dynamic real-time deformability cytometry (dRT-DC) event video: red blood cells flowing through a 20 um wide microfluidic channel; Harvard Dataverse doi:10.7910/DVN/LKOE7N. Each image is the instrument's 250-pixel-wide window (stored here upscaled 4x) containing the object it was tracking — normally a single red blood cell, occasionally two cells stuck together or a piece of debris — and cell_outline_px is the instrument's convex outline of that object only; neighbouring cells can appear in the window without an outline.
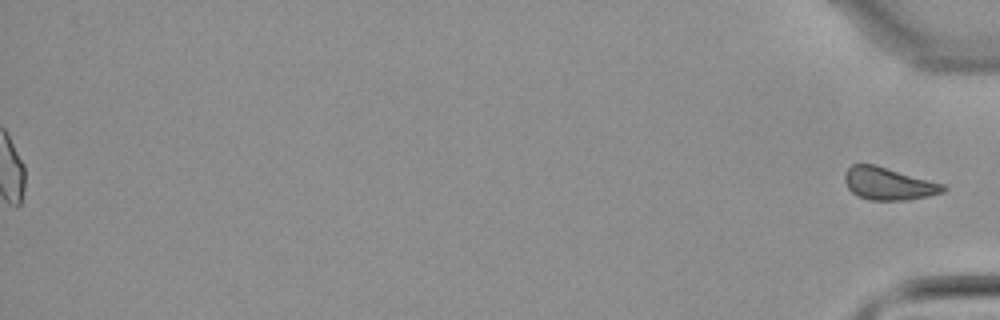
{"species": "common noctule bat (a hibernating species)", "species_latin": "Nyctalus noctula", "temperature_condition": "warm", "stored_images_in_passage": 45, "segment_of_instrument_passage": [2, 2], "camera_frame_rate_fps": 3000, "um_per_image_px": 0.085, "animal": {"sex": "male", "body_mass_g": 21.5, "forearm_length_mm": 52.0}, "frame": {"image": 1, "passage_image": 45, "time_ms": 14.667, "image_size_px": [1000, 320], "cell_outline_px": [[948, 188], [944, 192], [928, 196], [904, 200], [868, 200], [856, 196], [848, 188], [844, 180], [844, 172], [852, 164], [876, 164], [944, 184]], "centroid_in_image_um": [75.5, 15.61], "position_along_channel_um": 359.7, "area_um2": 18.84}}